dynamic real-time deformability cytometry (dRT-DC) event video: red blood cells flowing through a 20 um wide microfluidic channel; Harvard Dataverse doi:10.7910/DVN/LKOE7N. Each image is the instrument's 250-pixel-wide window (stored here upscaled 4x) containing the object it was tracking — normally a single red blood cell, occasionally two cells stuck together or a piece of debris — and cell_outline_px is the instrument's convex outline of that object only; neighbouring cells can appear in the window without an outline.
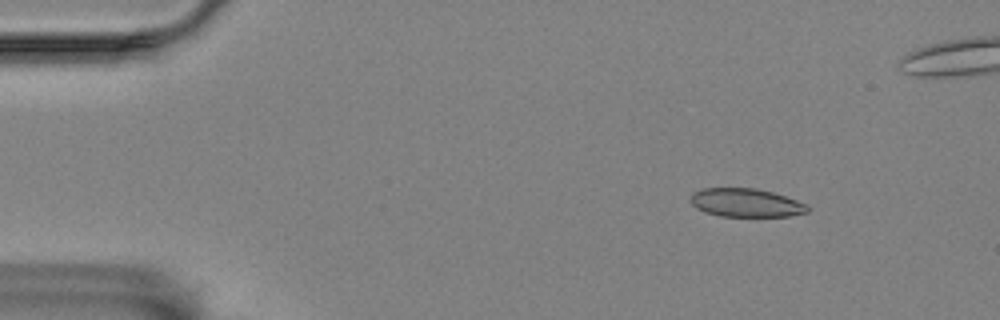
{"species": "Egyptian fruit bat (a non-hibernating species)", "species_latin": "Rousettus aegyptiacus", "temperature_condition": "room temperature", "stored_images_in_passage": 7, "camera_frame_rate_fps": 3000, "um_per_image_px": 0.085, "animal": {"sex": "female"}, "frame": {"image": 1, "passage_image": 2, "time_ms": 0.333, "image_size_px": [1000, 320], "cell_outline_px": [[808, 212], [788, 216], [720, 216], [704, 212], [696, 208], [688, 200], [692, 192], [704, 188], [756, 188], [772, 192], [808, 204]], "centroid_in_image_um": [63.36, 17.23], "position_along_channel_um": 21.6, "area_um2": 19.48}}